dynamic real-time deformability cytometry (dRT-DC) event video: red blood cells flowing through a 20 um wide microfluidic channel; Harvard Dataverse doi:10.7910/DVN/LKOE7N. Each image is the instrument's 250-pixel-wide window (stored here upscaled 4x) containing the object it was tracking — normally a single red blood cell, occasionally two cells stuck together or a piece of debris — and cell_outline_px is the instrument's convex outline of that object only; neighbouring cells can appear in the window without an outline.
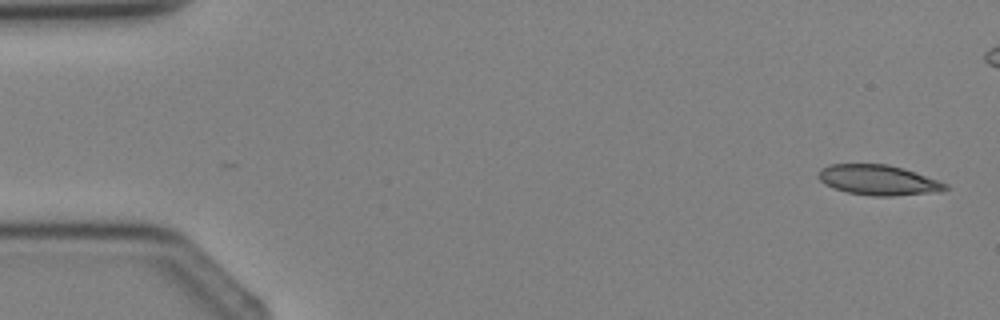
{"species": "Egyptian fruit bat (a non-hibernating species)", "species_latin": "Rousettus aegyptiacus", "temperature_condition": "cold", "stored_images_in_passage": 4, "camera_frame_rate_fps": 3000, "um_per_image_px": 0.085, "animal": {"sex": "female"}, "frame": {"image": 1, "passage_image": 1, "time_ms": 0.0, "image_size_px": [1000, 320], "cell_outline_px": [[948, 188], [940, 192], [892, 196], [872, 196], [848, 192], [832, 188], [824, 184], [820, 180], [820, 168], [832, 164], [888, 164], [904, 168], [940, 180], [948, 184]], "centroid_in_image_um": [74.71, 15.31], "position_along_channel_um": 10.3, "area_um2": 22.48}}